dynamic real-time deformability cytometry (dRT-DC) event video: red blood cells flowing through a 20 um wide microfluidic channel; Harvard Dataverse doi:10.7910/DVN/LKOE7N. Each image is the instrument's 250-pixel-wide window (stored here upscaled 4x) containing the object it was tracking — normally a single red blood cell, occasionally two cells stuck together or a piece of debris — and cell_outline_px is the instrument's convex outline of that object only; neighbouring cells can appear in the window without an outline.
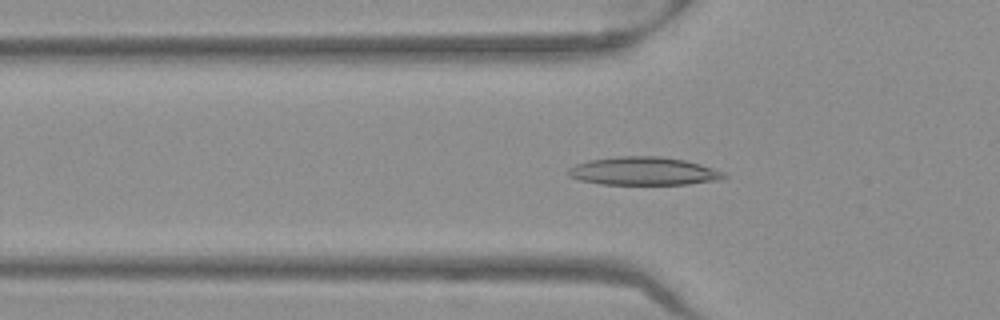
{"species": "Egyptian fruit bat (a non-hibernating species)", "species_latin": "Rousettus aegyptiacus", "temperature_condition": "warm", "stored_images_in_passage": 50, "segment_of_instrument_passage": [1, 2], "camera_frame_rate_fps": 3000, "um_per_image_px": 0.085, "frame": {"image": 1, "passage_image": 15, "time_ms": 4.667, "image_size_px": [1000, 320], "cell_outline_px": [[728, 176], [724, 180], [688, 184], [600, 184], [580, 180], [568, 176], [568, 168], [576, 164], [588, 160], [620, 156], [660, 156], [684, 160], [700, 164], [724, 172]], "centroid_in_image_um": [54.73, 14.55], "position_along_channel_um": 71.1, "area_um2": 25.66}}
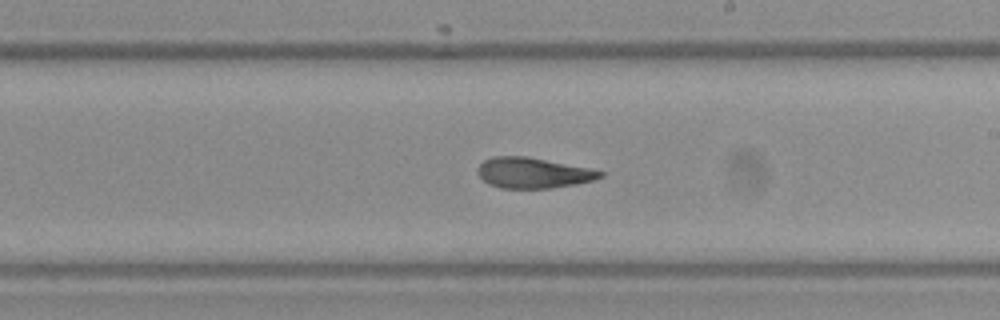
{"frame": {"image": 2, "passage_image": 28, "time_ms": 9.0, "image_size_px": [1000, 320], "cell_outline_px": [[604, 176], [592, 180], [576, 184], [552, 188], [500, 188], [488, 184], [476, 172], [476, 168], [484, 160], [492, 156], [528, 156], [588, 168], [604, 172]], "centroid_in_image_um": [45.27, 14.69], "position_along_channel_um": 243.7, "area_um2": 21.85}}
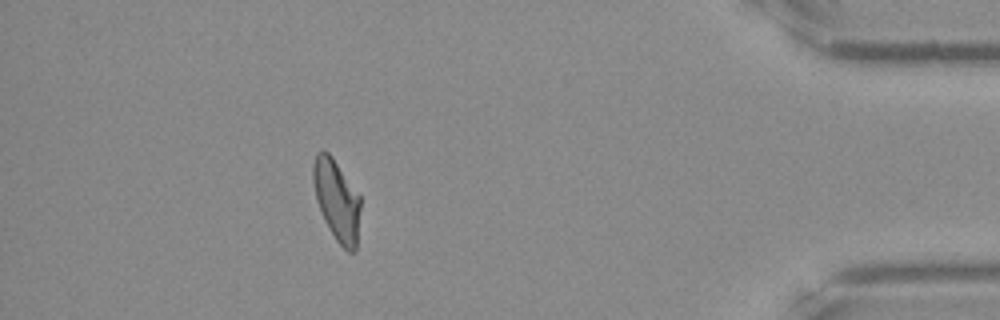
{"frame": {"image": 3, "passage_image": 44, "time_ms": 14.333, "image_size_px": [1000, 320], "cell_outline_px": [[360, 208], [356, 252], [348, 252], [336, 240], [324, 220], [316, 200], [312, 180], [312, 164], [316, 152], [328, 152], [332, 156], [360, 196]], "centroid_in_image_um": [28.61, 17.02], "position_along_channel_um": 406.6, "area_um2": 22.31}}